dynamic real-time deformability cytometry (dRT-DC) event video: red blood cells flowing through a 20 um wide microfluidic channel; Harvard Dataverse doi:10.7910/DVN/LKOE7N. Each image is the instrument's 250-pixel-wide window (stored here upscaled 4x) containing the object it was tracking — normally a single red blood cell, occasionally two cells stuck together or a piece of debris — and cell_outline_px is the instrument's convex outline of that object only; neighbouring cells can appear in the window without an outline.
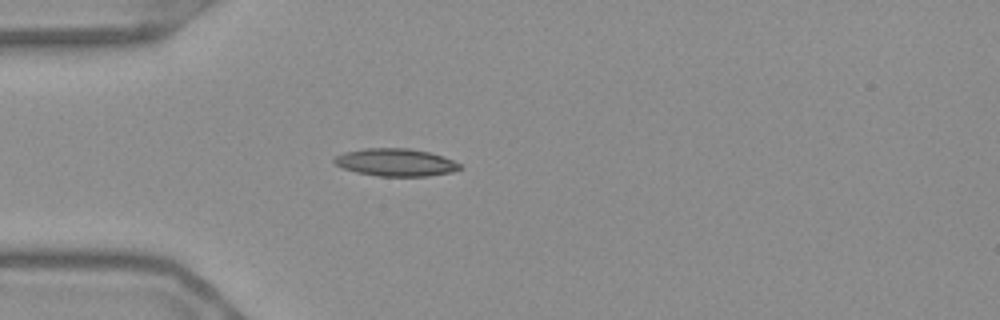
{"species": "Egyptian fruit bat (a non-hibernating species)", "species_latin": "Rousettus aegyptiacus", "temperature_condition": "warm", "stored_images_in_passage": 21, "camera_frame_rate_fps": 3000, "um_per_image_px": 0.085, "frame": {"image": 1, "passage_image": 1, "time_ms": 0.0, "image_size_px": [1000, 320], "cell_outline_px": [[464, 168], [452, 172], [428, 176], [380, 176], [356, 172], [344, 168], [336, 164], [332, 160], [336, 156], [344, 152], [368, 148], [408, 148], [428, 152], [452, 160], [460, 164]], "centroid_in_image_um": [33.64, 13.8], "position_along_channel_um": 51.4, "area_um2": 20.0}}
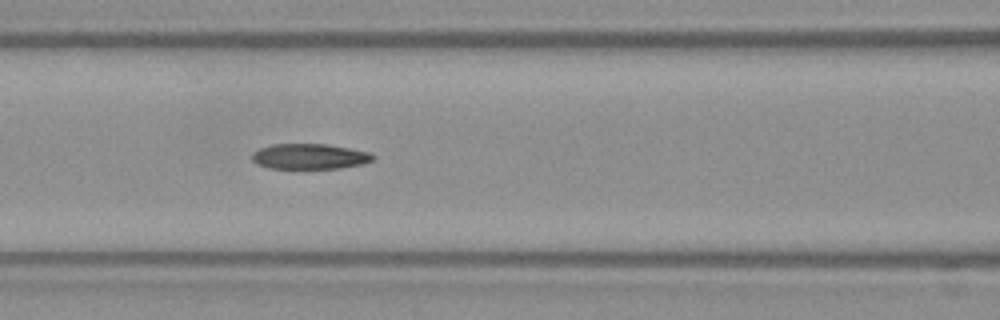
{"frame": {"image": 2, "passage_image": 9, "time_ms": 2.667, "image_size_px": [1000, 320], "cell_outline_px": [[376, 156], [372, 160], [364, 164], [340, 168], [268, 168], [256, 164], [252, 160], [252, 152], [260, 148], [272, 144], [324, 144], [348, 148], [368, 152]], "centroid_in_image_um": [26.29, 13.3], "position_along_channel_um": 140.3, "area_um2": 17.86}}
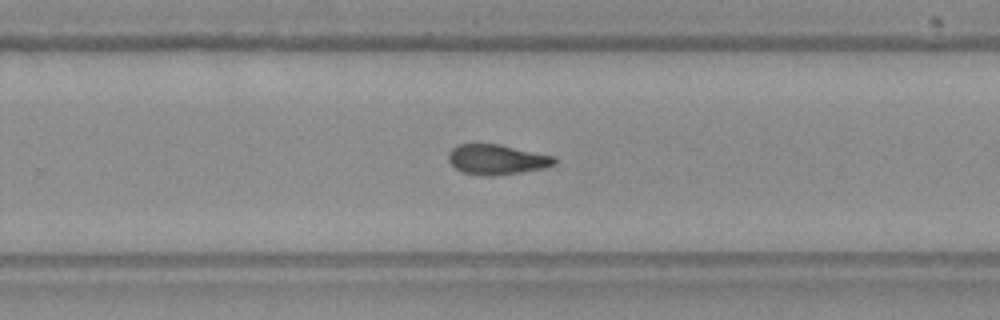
{"frame": {"image": 3, "passage_image": 21, "time_ms": 6.667, "image_size_px": [1000, 320], "cell_outline_px": [[556, 164], [544, 168], [520, 172], [492, 176], [484, 176], [464, 172], [456, 168], [448, 160], [448, 152], [456, 144], [500, 144], [552, 156], [556, 160]], "centroid_in_image_um": [42.2, 13.55], "position_along_channel_um": 287.6, "area_um2": 18.44}}